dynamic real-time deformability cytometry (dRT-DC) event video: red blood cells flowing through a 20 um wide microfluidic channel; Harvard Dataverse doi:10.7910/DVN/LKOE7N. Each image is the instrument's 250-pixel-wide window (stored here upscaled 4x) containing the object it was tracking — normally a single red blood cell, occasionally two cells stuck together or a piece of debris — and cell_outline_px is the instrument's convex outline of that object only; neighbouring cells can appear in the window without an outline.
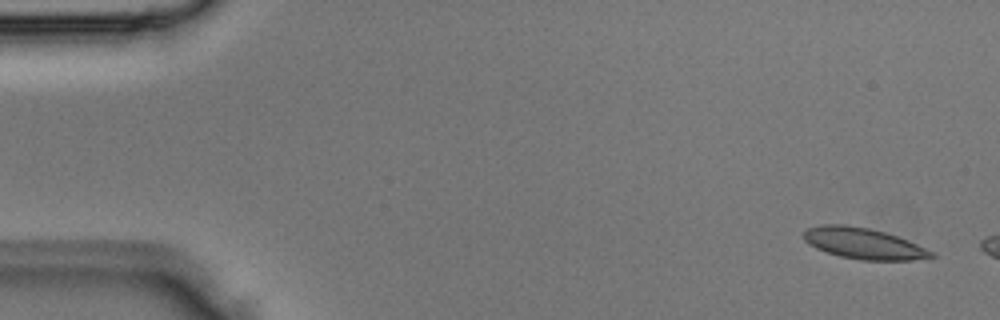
{"species": "Egyptian fruit bat (a non-hibernating species)", "species_latin": "Rousettus aegyptiacus", "temperature_condition": "room temperature", "stored_images_in_passage": 3, "camera_frame_rate_fps": 3000, "um_per_image_px": 0.085, "animal": {"sex": "male"}, "frame": {"image": 1, "passage_image": 1, "time_ms": 0.0, "image_size_px": [1000, 320], "cell_outline_px": [[936, 256], [912, 260], [860, 260], [840, 256], [816, 248], [808, 244], [804, 240], [804, 232], [808, 228], [824, 224], [844, 224], [868, 228], [884, 232], [908, 240], [932, 252]], "centroid_in_image_um": [73.37, 20.69], "position_along_channel_um": 11.6, "area_um2": 22.77}}